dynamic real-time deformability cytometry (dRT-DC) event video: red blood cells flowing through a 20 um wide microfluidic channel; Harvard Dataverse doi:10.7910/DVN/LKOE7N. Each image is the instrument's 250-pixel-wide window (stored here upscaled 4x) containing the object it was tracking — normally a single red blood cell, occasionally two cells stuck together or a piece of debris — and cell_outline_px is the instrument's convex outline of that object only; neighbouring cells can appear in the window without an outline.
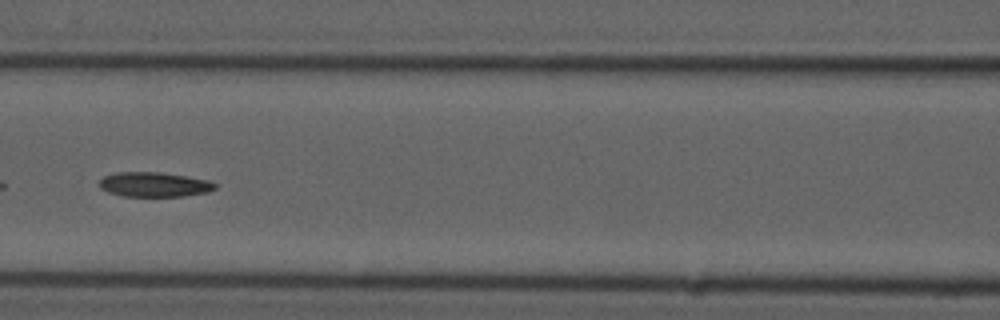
{"species": "common noctule bat (a hibernating species)", "species_latin": "Nyctalus noctula", "temperature_condition": "cold", "stored_images_in_passage": 8, "camera_frame_rate_fps": 3000, "um_per_image_px": 0.085, "animal": {"sex": "male", "forearm_length_mm": 52.5}, "frame": {"image": 1, "passage_image": 5, "time_ms": 5.667, "image_size_px": [1000, 320], "cell_outline_px": [[216, 188], [208, 192], [184, 196], [124, 196], [108, 192], [100, 188], [96, 184], [104, 176], [116, 172], [160, 172], [208, 180], [216, 184]], "centroid_in_image_um": [13.07, 15.68], "position_along_channel_um": 153.5, "area_um2": 16.65}}
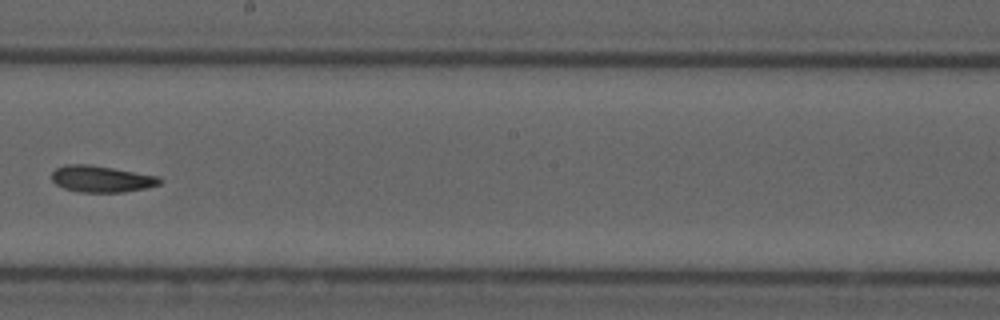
{"frame": {"image": 2, "passage_image": 7, "time_ms": 8.0, "image_size_px": [1000, 320], "cell_outline_px": [[164, 180], [160, 184], [144, 188], [124, 192], [80, 192], [64, 188], [56, 184], [52, 180], [52, 172], [56, 168], [64, 164], [88, 164], [160, 176]], "centroid_in_image_um": [8.63, 15.2], "position_along_channel_um": 239.6, "area_um2": 16.7}}
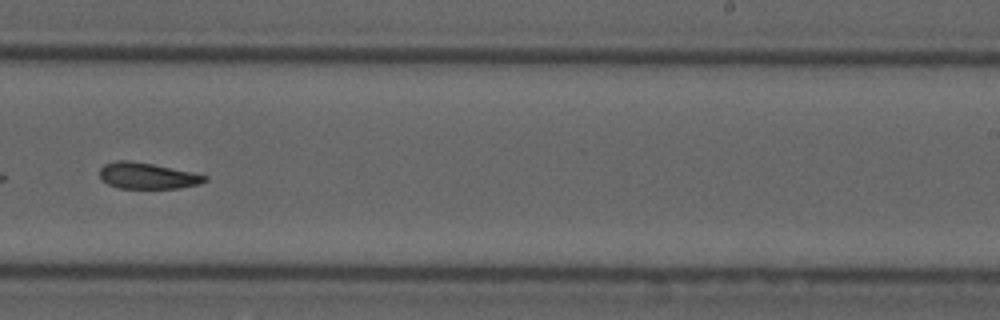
{"frame": {"image": 3, "passage_image": 8, "time_ms": 9.0, "image_size_px": [1000, 320], "cell_outline_px": [[208, 180], [200, 184], [180, 188], [120, 188], [108, 184], [100, 176], [100, 168], [104, 164], [116, 160], [128, 160], [152, 164], [196, 172], [208, 176]], "centroid_in_image_um": [12.58, 14.93], "position_along_channel_um": 276.4, "area_um2": 16.13}}